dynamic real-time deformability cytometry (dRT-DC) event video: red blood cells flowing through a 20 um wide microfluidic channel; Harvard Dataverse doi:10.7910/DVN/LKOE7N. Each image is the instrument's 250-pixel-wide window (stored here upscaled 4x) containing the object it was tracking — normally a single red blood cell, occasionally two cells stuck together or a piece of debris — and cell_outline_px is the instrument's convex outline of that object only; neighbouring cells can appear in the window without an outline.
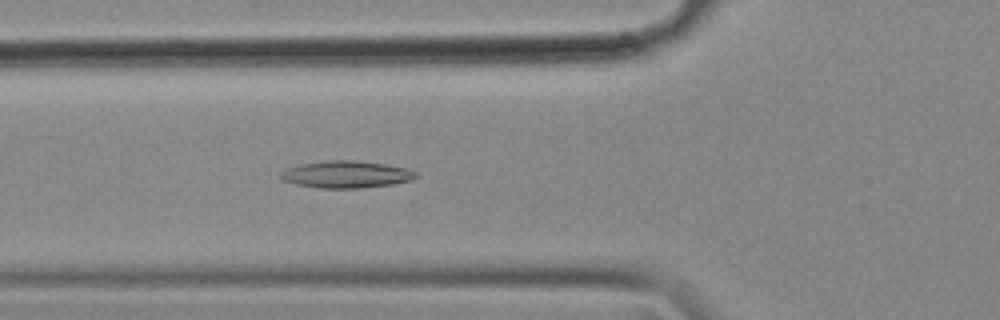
{"species": "common noctule bat (a hibernating species)", "species_latin": "Nyctalus noctula", "temperature_condition": "cold", "stored_images_in_passage": 52, "camera_frame_rate_fps": 3000, "um_per_image_px": 0.085, "animal": {"sex": "female", "body_mass_g": 18.4}, "frame": {"image": 1, "passage_image": 16, "time_ms": 5.0, "image_size_px": [1000, 320], "cell_outline_px": [[420, 176], [412, 180], [392, 184], [360, 188], [320, 188], [296, 184], [284, 180], [280, 176], [280, 172], [288, 168], [304, 164], [328, 160], [352, 160], [384, 164], [404, 168], [416, 172]], "centroid_in_image_um": [29.46, 14.83], "position_along_channel_um": 96.3, "area_um2": 21.04}}
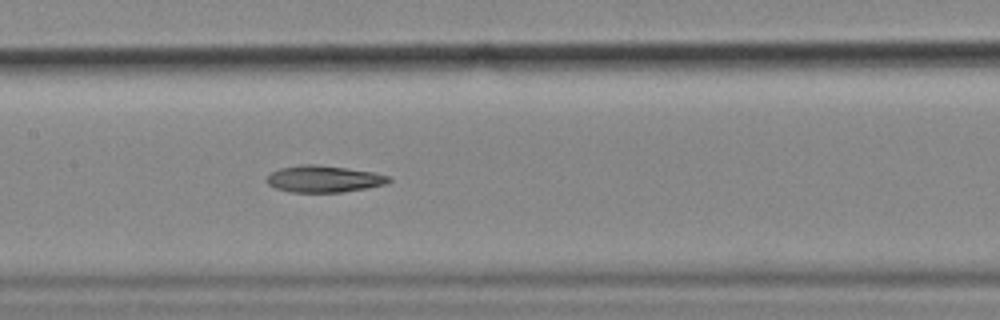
{"frame": {"image": 2, "passage_image": 23, "time_ms": 7.333, "image_size_px": [1000, 320], "cell_outline_px": [[392, 180], [384, 184], [368, 188], [340, 192], [292, 192], [276, 188], [268, 184], [268, 176], [272, 172], [280, 168], [300, 164], [316, 164], [372, 172], [388, 176]], "centroid_in_image_um": [27.51, 15.21], "position_along_channel_um": 179.9, "area_um2": 18.73}}
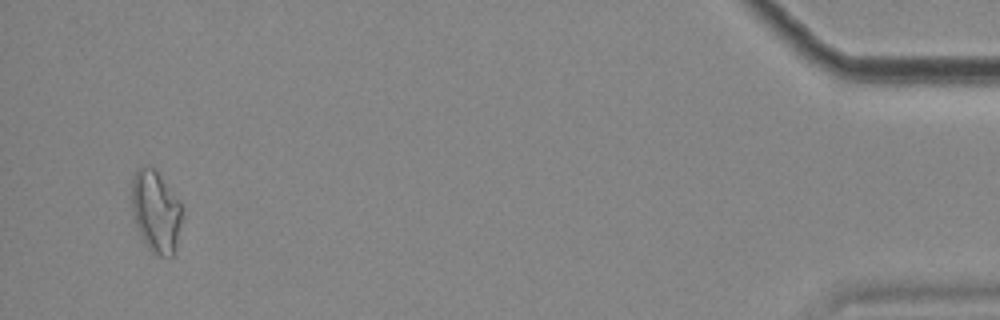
{"frame": {"image": 3, "passage_image": 50, "time_ms": 16.333, "image_size_px": [1000, 320], "cell_outline_px": [[184, 216], [172, 256], [160, 256], [152, 252], [148, 248], [140, 236], [136, 228], [132, 212], [132, 180], [136, 168], [148, 164], [156, 172], [180, 200], [184, 208]], "centroid_in_image_um": [13.26, 17.97], "position_along_channel_um": 421.9, "area_um2": 24.33}, "authors_computed_cell_mechanics": {"area_um2": 20.1144, "velocity_mm_per_s": 3.57, "shape_relaxation_time_tau1_ms": null, "shape_relaxation_time_tau2_ms": 7.6257, "deformation_change_tau1": null, "deformation_change_tau2": 0.1681}}